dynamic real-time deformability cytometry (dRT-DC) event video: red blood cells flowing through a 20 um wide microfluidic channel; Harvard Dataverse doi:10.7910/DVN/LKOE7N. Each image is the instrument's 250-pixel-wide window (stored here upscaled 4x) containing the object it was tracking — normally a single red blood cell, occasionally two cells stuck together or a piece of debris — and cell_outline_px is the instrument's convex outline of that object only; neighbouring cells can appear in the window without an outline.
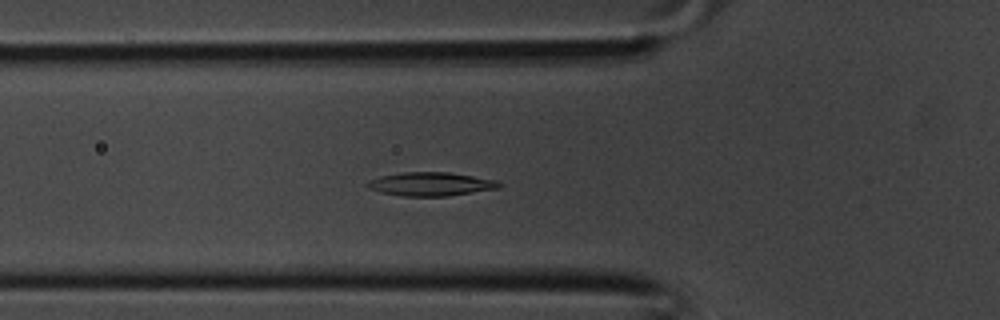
{"species": "common noctule bat (a hibernating species)", "species_latin": "Nyctalus noctula", "temperature_condition": "room temperature", "stored_images_in_passage": 33, "camera_frame_rate_fps": 3000, "um_per_image_px": 0.085, "animal": {"sex": "male", "body_mass_g": 20.1, "forearm_length_mm": 53.5}, "frame": {"image": 1, "passage_image": 12, "time_ms": 3.667, "image_size_px": [1000, 320], "cell_outline_px": [[500, 188], [448, 196], [400, 196], [380, 192], [368, 188], [364, 184], [368, 180], [380, 176], [400, 172], [448, 172], [496, 180], [500, 184]], "centroid_in_image_um": [36.55, 15.64], "position_along_channel_um": 89.2, "area_um2": 18.21}}
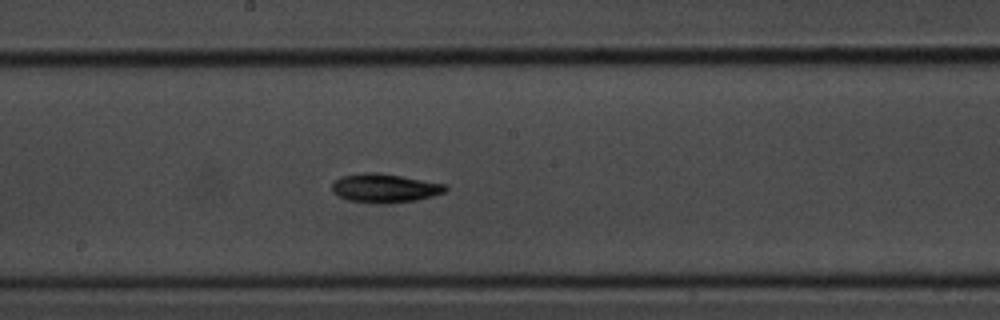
{"frame": {"image": 2, "passage_image": 19, "time_ms": 6.0, "image_size_px": [1000, 320], "cell_outline_px": [[448, 188], [444, 192], [432, 196], [416, 200], [388, 204], [376, 204], [348, 200], [332, 192], [332, 184], [340, 176], [364, 172], [380, 172], [448, 184]], "centroid_in_image_um": [32.71, 15.99], "position_along_channel_um": 215.5, "area_um2": 19.36}}
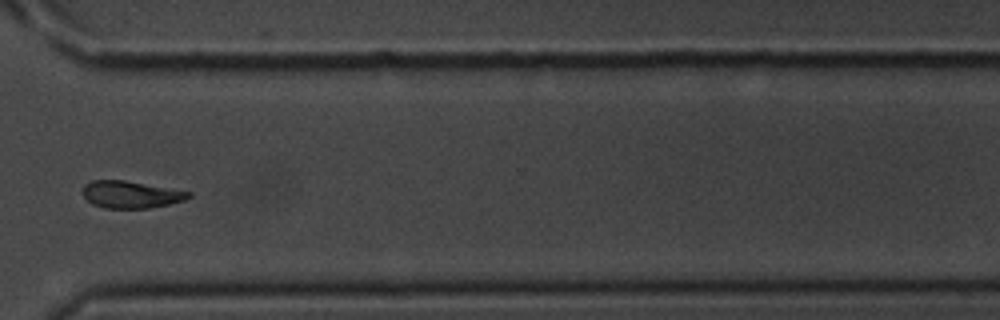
{"frame": {"image": 3, "passage_image": 27, "time_ms": 8.667, "image_size_px": [1000, 320], "cell_outline_px": [[192, 196], [184, 200], [168, 204], [148, 208], [104, 208], [92, 204], [84, 196], [84, 184], [92, 180], [124, 180], [192, 192]], "centroid_in_image_um": [11.12, 16.53], "position_along_channel_um": 359.5, "area_um2": 16.59}}